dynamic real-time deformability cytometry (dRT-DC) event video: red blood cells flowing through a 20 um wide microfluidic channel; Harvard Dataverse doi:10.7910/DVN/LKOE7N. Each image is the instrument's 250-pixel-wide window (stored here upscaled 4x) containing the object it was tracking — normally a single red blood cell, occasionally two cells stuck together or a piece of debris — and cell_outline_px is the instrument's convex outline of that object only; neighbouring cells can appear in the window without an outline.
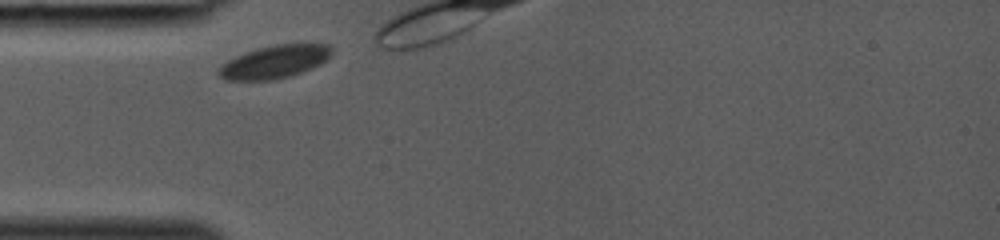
{"species": "common noctule bat (a hibernating species)", "species_latin": "Nyctalus noctula", "temperature_condition": "room temperature", "stored_images_in_passage": 4, "camera_frame_rate_fps": 3000, "um_per_image_px": 0.085, "animal": {"sex": "female", "body_mass_g": 19.0, "forearm_length_mm": 53.3}, "frame": {"image": 1, "passage_image": 1, "time_ms": 0.0, "image_size_px": [1000, 240], "cell_outline_px": [[332, 56], [320, 64], [300, 72], [288, 76], [272, 80], [224, 80], [216, 72], [228, 60], [236, 56], [260, 48], [276, 44], [328, 44], [332, 48]], "centroid_in_image_um": [23.36, 5.26], "position_along_channel_um": 61.6, "area_um2": 21.33}}